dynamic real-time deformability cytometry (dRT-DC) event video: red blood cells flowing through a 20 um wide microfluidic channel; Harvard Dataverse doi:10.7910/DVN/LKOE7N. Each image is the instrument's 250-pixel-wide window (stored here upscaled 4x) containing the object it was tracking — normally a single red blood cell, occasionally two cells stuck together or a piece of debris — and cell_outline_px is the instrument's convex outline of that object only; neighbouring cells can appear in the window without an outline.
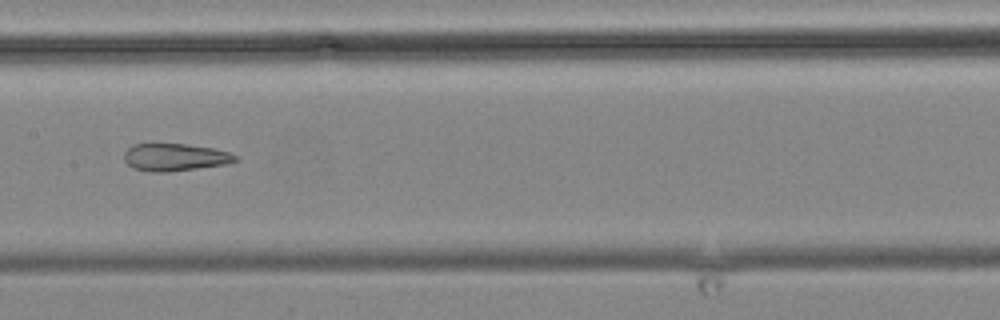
{"species": "common noctule bat (a hibernating species)", "species_latin": "Nyctalus noctula", "temperature_condition": "cold", "stored_images_in_passage": 12, "camera_frame_rate_fps": 3000, "um_per_image_px": 0.085, "animal": {"sex": "male", "body_mass_g": 19.2, "forearm_length_mm": 51.8}, "frame": {"image": 1, "passage_image": 8, "time_ms": 8.333, "image_size_px": [1000, 320], "cell_outline_px": [[240, 160], [224, 164], [168, 172], [152, 172], [132, 168], [124, 160], [124, 152], [132, 144], [188, 144], [212, 148], [228, 152], [240, 156]], "centroid_in_image_um": [14.87, 13.36], "position_along_channel_um": 192.5, "area_um2": 17.8}}
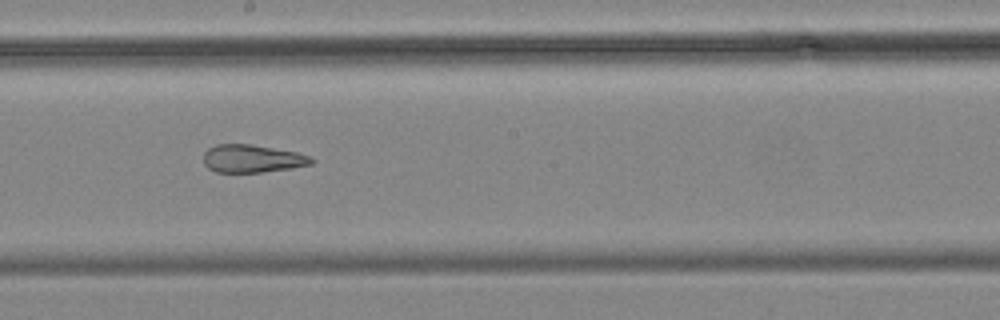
{"frame": {"image": 2, "passage_image": 9, "time_ms": 9.333, "image_size_px": [1000, 320], "cell_outline_px": [[316, 160], [312, 164], [292, 168], [260, 172], [216, 172], [208, 168], [204, 164], [204, 152], [208, 148], [216, 144], [252, 144], [296, 152], [312, 156]], "centroid_in_image_um": [21.46, 13.48], "position_along_channel_um": 226.7, "area_um2": 17.63}}